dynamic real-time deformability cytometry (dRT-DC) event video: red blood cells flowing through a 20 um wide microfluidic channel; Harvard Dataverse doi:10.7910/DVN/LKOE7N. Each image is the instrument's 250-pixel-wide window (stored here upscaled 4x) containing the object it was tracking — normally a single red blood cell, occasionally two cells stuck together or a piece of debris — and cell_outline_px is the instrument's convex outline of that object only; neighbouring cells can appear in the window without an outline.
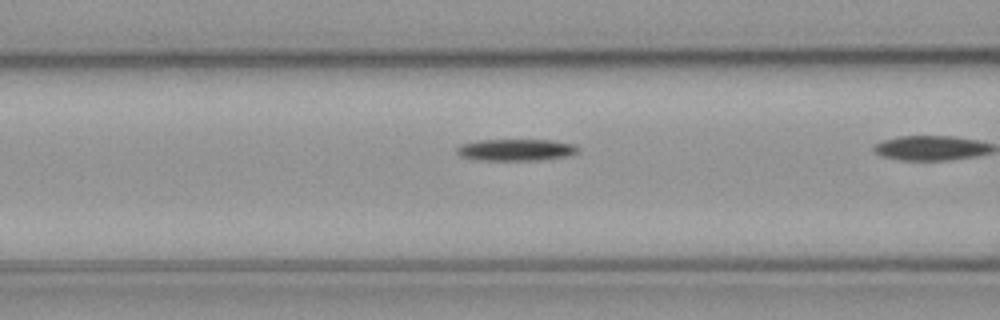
{"species": "common noctule bat (a hibernating species)", "species_latin": "Nyctalus noctula", "temperature_condition": "cold", "stored_images_in_passage": 31, "camera_frame_rate_fps": 3000, "um_per_image_px": 0.085, "animal": {"sex": "male", "body_mass_g": 23.1, "forearm_length_mm": 52.7}, "frame": {"image": 1, "passage_image": 10, "time_ms": 3.0, "image_size_px": [1000, 320], "cell_outline_px": [[580, 148], [576, 152], [564, 156], [540, 160], [484, 160], [460, 156], [456, 152], [456, 148], [464, 144], [476, 140], [552, 140], [572, 144]], "centroid_in_image_um": [43.83, 12.73], "position_along_channel_um": 122.8, "area_um2": 15.09}}
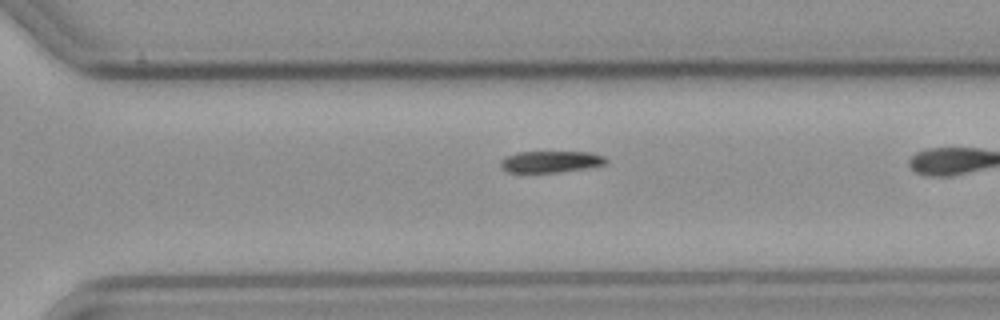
{"frame": {"image": 2, "passage_image": 27, "time_ms": 8.667, "image_size_px": [1000, 320], "cell_outline_px": [[608, 160], [604, 164], [584, 168], [560, 172], [508, 172], [500, 164], [500, 160], [504, 156], [520, 152], [588, 152], [604, 156]], "centroid_in_image_um": [46.79, 13.73], "position_along_channel_um": 323.8, "area_um2": 13.06}}